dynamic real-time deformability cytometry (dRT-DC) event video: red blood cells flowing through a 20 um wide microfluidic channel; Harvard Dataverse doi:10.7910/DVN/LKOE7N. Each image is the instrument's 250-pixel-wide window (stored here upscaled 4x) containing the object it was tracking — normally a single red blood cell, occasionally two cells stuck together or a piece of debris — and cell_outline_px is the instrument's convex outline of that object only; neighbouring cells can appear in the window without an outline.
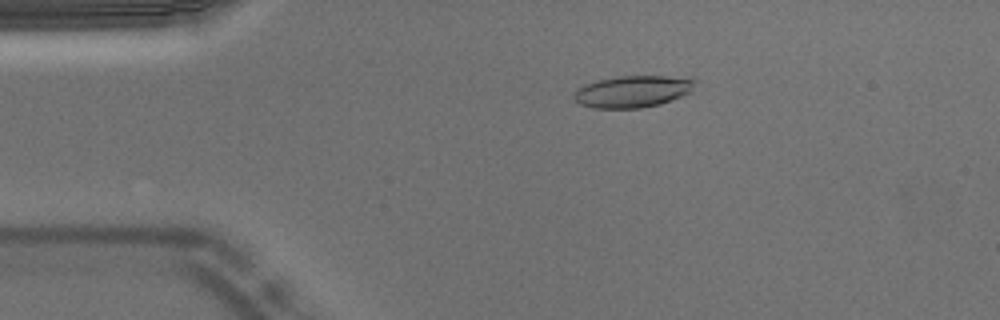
{"species": "Egyptian fruit bat (a non-hibernating species)", "species_latin": "Rousettus aegyptiacus", "temperature_condition": "warm", "stored_images_in_passage": 53, "camera_frame_rate_fps": 3000, "um_per_image_px": 0.085, "animal": {"sex": "male"}, "frame": {"image": 1, "passage_image": 10, "time_ms": 3.0, "image_size_px": [1000, 320], "cell_outline_px": [[700, 80], [692, 92], [672, 100], [660, 104], [640, 108], [592, 108], [580, 104], [572, 96], [576, 88], [584, 84], [596, 80], [616, 76], [668, 76]], "centroid_in_image_um": [53.79, 7.77], "position_along_channel_um": 31.2, "area_um2": 22.83}}
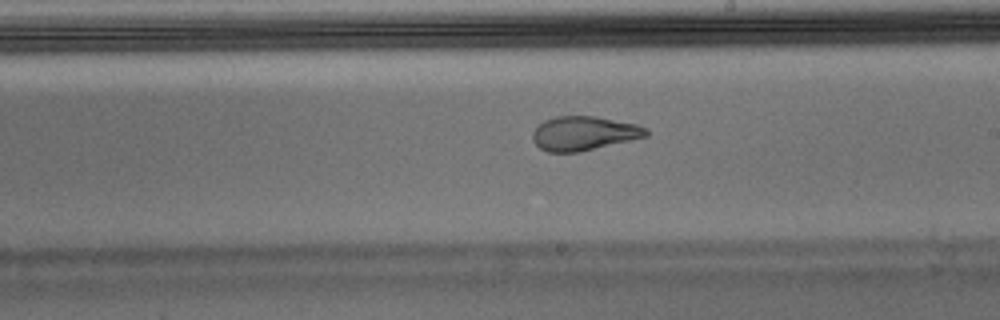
{"frame": {"image": 2, "passage_image": 30, "time_ms": 9.667, "image_size_px": [1000, 320], "cell_outline_px": [[648, 136], [580, 152], [548, 152], [540, 148], [532, 140], [532, 132], [544, 120], [556, 116], [596, 116], [636, 124], [648, 128]], "centroid_in_image_um": [49.63, 11.33], "position_along_channel_um": 239.4, "area_um2": 22.6}}
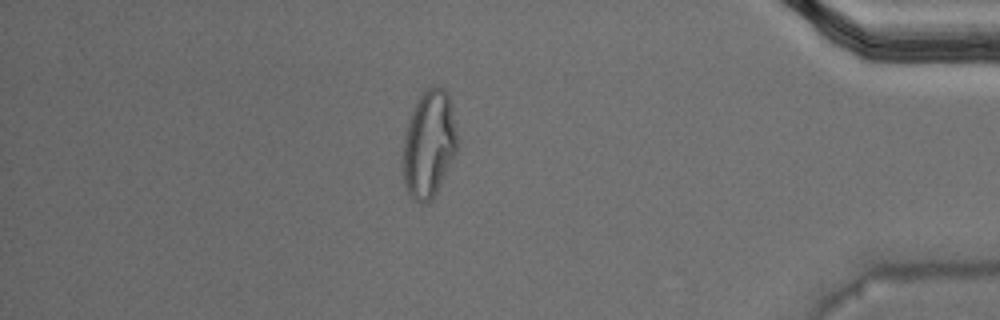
{"frame": {"image": 3, "passage_image": 46, "time_ms": 15.0, "image_size_px": [1000, 320], "cell_outline_px": [[456, 152], [432, 200], [428, 204], [416, 200], [408, 192], [404, 184], [404, 140], [408, 124], [412, 112], [420, 96], [428, 88], [436, 84], [444, 88], [448, 96], [452, 108], [456, 128]], "centroid_in_image_um": [36.47, 12.24], "position_along_channel_um": 398.7, "area_um2": 33.12}, "authors_computed_cell_mechanics": {"area_um2": 23.3512, "velocity_mm_per_s": 3.7266, "shape_relaxation_time_tau1_ms": null, "shape_relaxation_time_tau2_ms": 1.3102, "deformation_change_tau1": null, "deformation_change_tau2": 0.089}}